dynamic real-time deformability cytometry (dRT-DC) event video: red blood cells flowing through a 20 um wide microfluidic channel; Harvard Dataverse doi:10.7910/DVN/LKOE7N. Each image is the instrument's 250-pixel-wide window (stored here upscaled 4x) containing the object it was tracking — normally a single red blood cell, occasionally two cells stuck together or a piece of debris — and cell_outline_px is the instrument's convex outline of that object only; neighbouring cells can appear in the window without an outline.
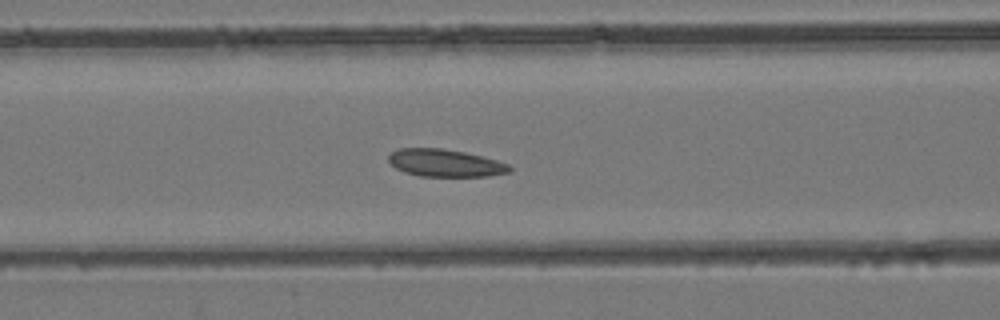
{"species": "common noctule bat (a hibernating species)", "species_latin": "Nyctalus noctula", "temperature_condition": "room temperature", "stored_images_in_passage": 27, "camera_frame_rate_fps": 3000, "um_per_image_px": 0.085, "animal": {"sex": "female", "body_mass_g": 24.6, "forearm_length_mm": 56.2}, "frame": {"image": 1, "passage_image": 8, "time_ms": 2.333, "image_size_px": [1000, 320], "cell_outline_px": [[512, 172], [488, 176], [420, 176], [404, 172], [396, 168], [388, 160], [388, 156], [392, 152], [400, 148], [440, 148], [464, 152], [496, 160], [508, 164], [512, 168]], "centroid_in_image_um": [37.85, 13.86], "position_along_channel_um": 128.8, "area_um2": 19.25}}
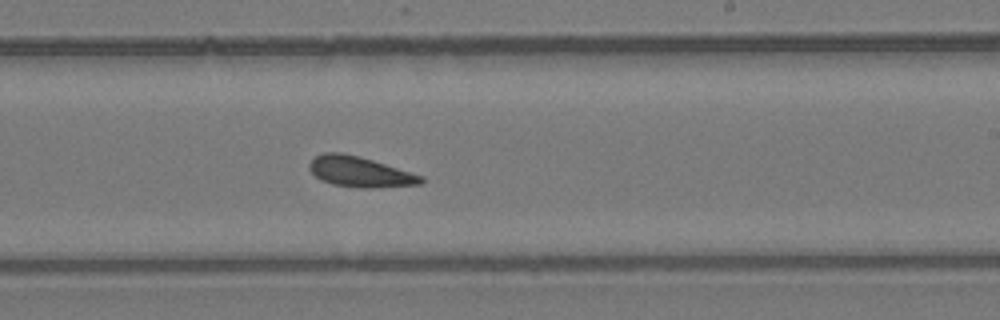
{"frame": {"image": 2, "passage_image": 17, "time_ms": 5.333, "image_size_px": [1000, 320], "cell_outline_px": [[424, 180], [420, 184], [372, 188], [360, 188], [332, 184], [320, 180], [308, 168], [308, 164], [316, 156], [324, 152], [340, 152], [372, 160], [424, 176]], "centroid_in_image_um": [30.57, 14.61], "position_along_channel_um": 258.4, "area_um2": 19.65}}
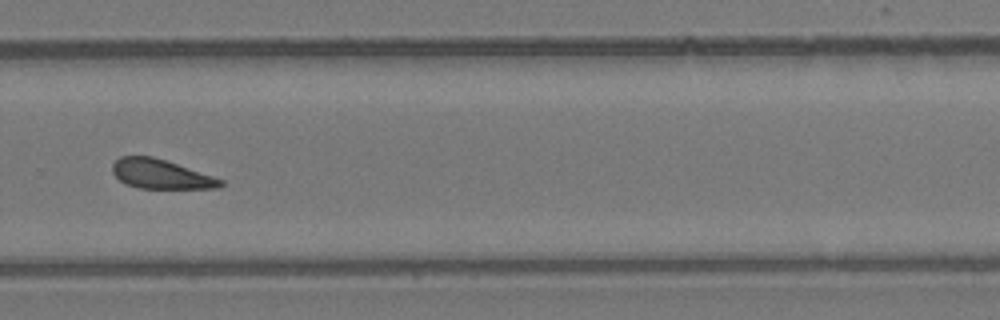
{"frame": {"image": 3, "passage_image": 21, "time_ms": 6.667, "image_size_px": [1000, 320], "cell_outline_px": [[224, 184], [220, 188], [140, 188], [124, 184], [112, 172], [112, 164], [120, 156], [152, 156], [224, 180]], "centroid_in_image_um": [13.64, 14.81], "position_along_channel_um": 316.2, "area_um2": 18.26}}